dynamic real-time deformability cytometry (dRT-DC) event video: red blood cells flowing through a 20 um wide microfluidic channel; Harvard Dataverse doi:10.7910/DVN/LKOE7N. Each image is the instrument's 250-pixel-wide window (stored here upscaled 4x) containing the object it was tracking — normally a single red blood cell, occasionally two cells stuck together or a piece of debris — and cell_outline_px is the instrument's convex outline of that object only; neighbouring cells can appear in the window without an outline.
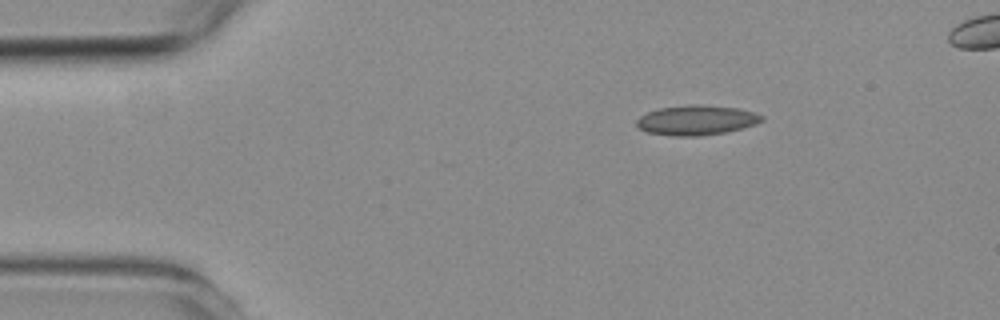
{"species": "common noctule bat (a hibernating species)", "species_latin": "Nyctalus noctula", "temperature_condition": "room temperature", "stored_images_in_passage": 4, "camera_frame_rate_fps": 3000, "um_per_image_px": 0.085, "animal": {"sex": "female", "body_mass_g": 19.3, "forearm_length_mm": 54.1}, "frame": {"image": 1, "passage_image": 1, "time_ms": 0.0, "image_size_px": [1000, 320], "cell_outline_px": [[764, 120], [756, 124], [724, 132], [696, 136], [676, 136], [648, 132], [640, 128], [636, 124], [636, 120], [640, 116], [648, 112], [660, 108], [688, 104], [704, 104], [740, 108], [756, 112], [764, 116]], "centroid_in_image_um": [59.24, 10.19], "position_along_channel_um": 25.8, "area_um2": 21.79}}